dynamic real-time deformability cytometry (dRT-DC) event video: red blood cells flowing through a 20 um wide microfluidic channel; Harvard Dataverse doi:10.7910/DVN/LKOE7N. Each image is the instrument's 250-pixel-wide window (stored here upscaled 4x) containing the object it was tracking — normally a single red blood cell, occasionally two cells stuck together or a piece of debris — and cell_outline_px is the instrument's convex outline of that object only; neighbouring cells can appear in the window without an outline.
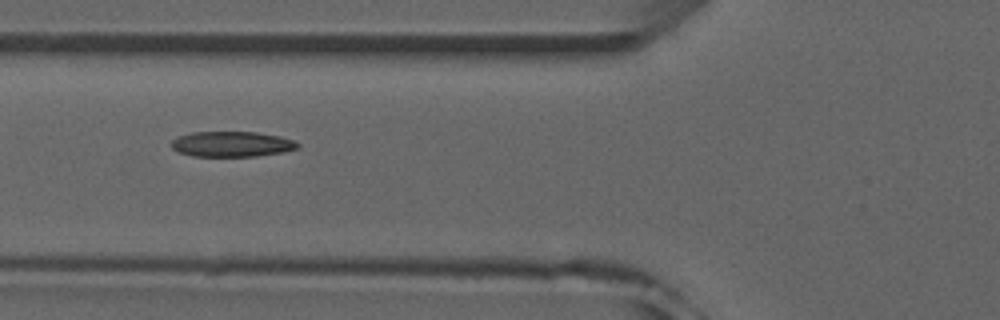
{"species": "common noctule bat (a hibernating species)", "species_latin": "Nyctalus noctula", "temperature_condition": "room temperature", "stored_images_in_passage": 38, "camera_frame_rate_fps": 3000, "um_per_image_px": 0.085, "animal": {"sex": "male", "forearm_length_mm": 52.5}, "frame": {"image": 1, "passage_image": 6, "time_ms": 1.667, "image_size_px": [1000, 320], "cell_outline_px": [[300, 144], [296, 148], [284, 152], [256, 156], [192, 156], [180, 152], [172, 148], [172, 140], [180, 136], [192, 132], [256, 132], [280, 136], [292, 140]], "centroid_in_image_um": [19.71, 12.25], "position_along_channel_um": 106.1, "area_um2": 18.5}, "authors_computed_cell_mechanics": {"area_um2": 18.9584, "velocity_mm_per_s": 3.9661, "shape_relaxation_time_tau1_ms": 11.2373, "shape_relaxation_time_tau2_ms": 3.1049, "deformation_change_tau1": 0.2475, "deformation_change_tau2": 0.0895}}